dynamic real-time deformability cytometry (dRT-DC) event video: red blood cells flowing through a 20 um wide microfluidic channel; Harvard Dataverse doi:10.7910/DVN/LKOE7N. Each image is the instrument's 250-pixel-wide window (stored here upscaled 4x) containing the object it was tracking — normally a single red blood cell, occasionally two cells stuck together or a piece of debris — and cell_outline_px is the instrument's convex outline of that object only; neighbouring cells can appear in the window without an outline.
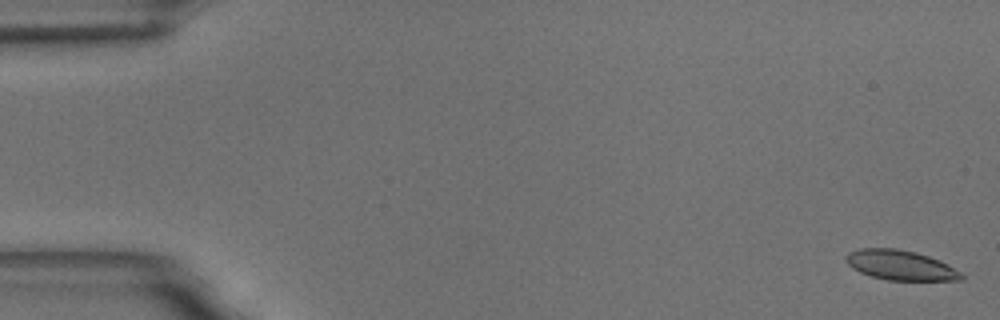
{"species": "common noctule bat (a hibernating species)", "species_latin": "Nyctalus noctula", "temperature_condition": "room temperature", "stored_images_in_passage": 56, "camera_frame_rate_fps": 3000, "um_per_image_px": 0.085, "animal": {"sex": "male", "body_mass_g": 18.8}, "frame": {"image": 1, "passage_image": 1, "time_ms": 0.0, "image_size_px": [1000, 320], "cell_outline_px": [[964, 280], [888, 280], [872, 276], [860, 272], [852, 268], [844, 260], [844, 256], [848, 252], [860, 248], [896, 248], [916, 252], [940, 260], [948, 264], [960, 272], [964, 276]], "centroid_in_image_um": [76.52, 22.53], "position_along_channel_um": 8.5, "area_um2": 20.17}}
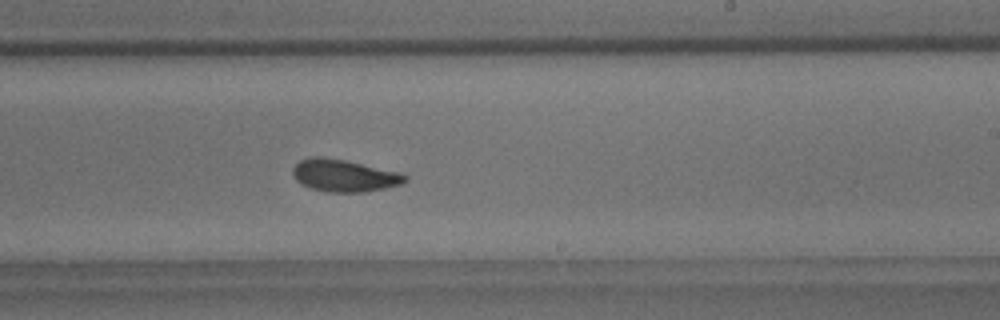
{"frame": {"image": 2, "passage_image": 34, "time_ms": 11.0, "image_size_px": [1000, 320], "cell_outline_px": [[408, 180], [400, 184], [384, 188], [364, 192], [328, 192], [312, 188], [296, 180], [292, 176], [292, 168], [300, 160], [308, 156], [320, 156], [344, 160], [400, 172], [408, 176]], "centroid_in_image_um": [29.24, 14.91], "position_along_channel_um": 259.8, "area_um2": 21.04}}
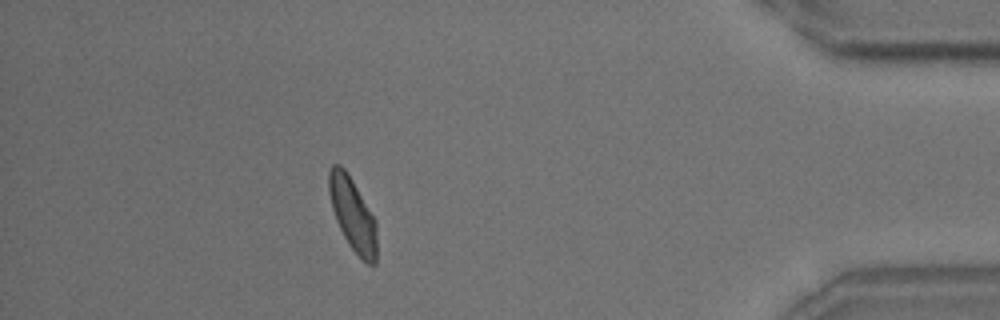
{"frame": {"image": 3, "passage_image": 50, "time_ms": 16.333, "image_size_px": [1000, 320], "cell_outline_px": [[376, 264], [368, 264], [348, 244], [336, 220], [332, 208], [328, 192], [328, 172], [332, 164], [340, 164], [344, 168], [352, 180], [376, 220]], "centroid_in_image_um": [29.96, 18.18], "position_along_channel_um": 405.2, "area_um2": 20.17}, "authors_computed_cell_mechanics": {"area_um2": 20.6635, "velocity_mm_per_s": 3.607, "shape_relaxation_time_tau1_ms": 3.826, "shape_relaxation_time_tau2_ms": 2.5381, "deformation_change_tau1": 0.1008, "deformation_change_tau2": 0.0682}}